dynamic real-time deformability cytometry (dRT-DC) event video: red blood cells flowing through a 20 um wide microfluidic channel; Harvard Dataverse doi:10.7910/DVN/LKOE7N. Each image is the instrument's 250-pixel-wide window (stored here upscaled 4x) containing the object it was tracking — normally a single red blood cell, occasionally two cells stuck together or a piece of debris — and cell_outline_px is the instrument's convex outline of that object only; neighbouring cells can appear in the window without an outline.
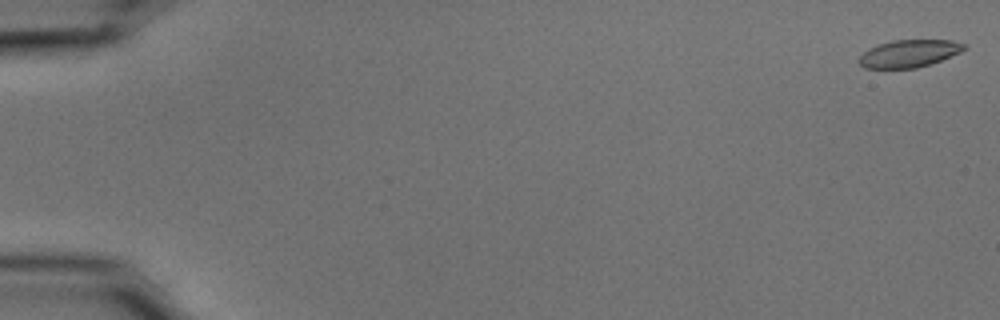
{"species": "common noctule bat (a hibernating species)", "species_latin": "Nyctalus noctula", "temperature_condition": "cold", "stored_images_in_passage": 55, "camera_frame_rate_fps": 3000, "um_per_image_px": 0.085, "animal": {"sex": "male", "body_mass_g": 15.6}, "frame": {"image": 1, "passage_image": 1, "time_ms": 0.0, "image_size_px": [1000, 320], "cell_outline_px": [[968, 48], [960, 52], [940, 60], [916, 68], [864, 68], [856, 60], [868, 48], [876, 44], [892, 40], [952, 40], [968, 44]], "centroid_in_image_um": [77.26, 4.53], "position_along_channel_um": 7.7, "area_um2": 16.94}}
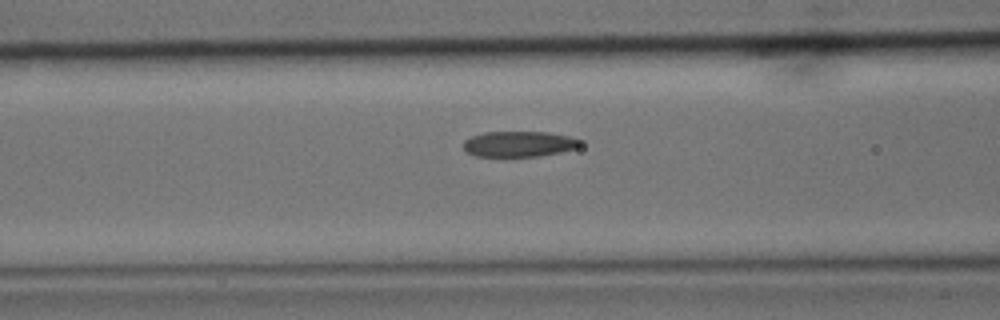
{"frame": {"image": 2, "passage_image": 23, "time_ms": 7.333, "image_size_px": [1000, 320], "cell_outline_px": [[580, 144], [576, 148], [560, 152], [540, 156], [476, 156], [468, 152], [464, 148], [464, 140], [472, 136], [484, 132], [548, 132], [568, 136], [580, 140]], "centroid_in_image_um": [44.1, 12.23], "position_along_channel_um": 122.5, "area_um2": 17.22}}
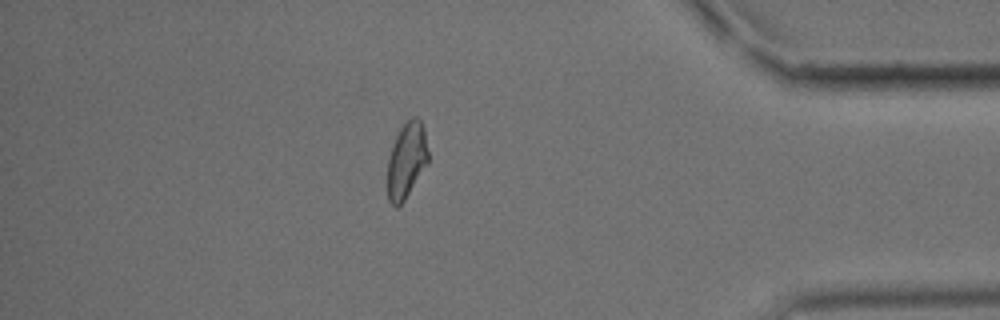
{"frame": {"image": 3, "passage_image": 48, "time_ms": 15.667, "image_size_px": [1000, 320], "cell_outline_px": [[428, 164], [404, 200], [396, 208], [388, 200], [388, 160], [392, 144], [400, 128], [412, 116], [416, 116], [420, 120], [424, 128], [428, 152]], "centroid_in_image_um": [34.57, 13.61], "position_along_channel_um": 400.6, "area_um2": 17.92}, "authors_computed_cell_mechanics": {"area_um2": 18.2648, "velocity_mm_per_s": 3.7076, "shape_relaxation_time_tau1_ms": null, "shape_relaxation_time_tau2_ms": 2.7344, "deformation_change_tau1": null, "deformation_change_tau2": 0.087}}